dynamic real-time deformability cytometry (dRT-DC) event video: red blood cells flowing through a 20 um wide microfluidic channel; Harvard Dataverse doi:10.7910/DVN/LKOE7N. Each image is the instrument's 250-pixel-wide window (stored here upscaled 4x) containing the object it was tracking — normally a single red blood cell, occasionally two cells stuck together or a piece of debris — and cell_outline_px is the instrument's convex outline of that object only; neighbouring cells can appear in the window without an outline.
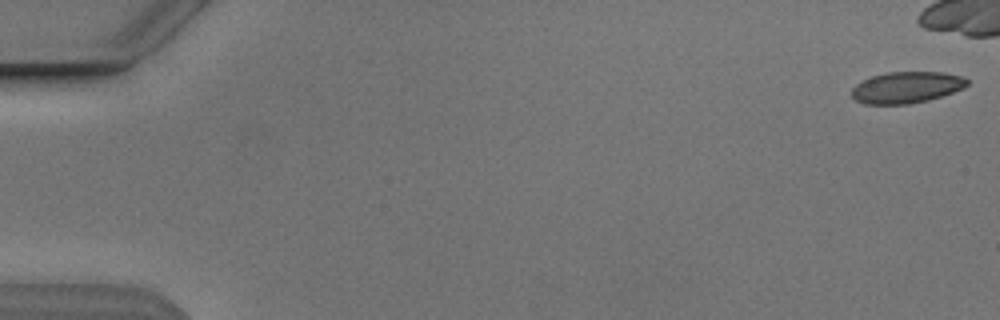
{"species": "Egyptian fruit bat (a non-hibernating species)", "species_latin": "Rousettus aegyptiacus", "temperature_condition": "cold", "stored_images_in_passage": 43, "camera_frame_rate_fps": 3000, "um_per_image_px": 0.085, "animal": {"sex": "male"}, "frame": {"image": 1, "passage_image": 1, "time_ms": 0.0, "image_size_px": [1000, 320], "cell_outline_px": [[968, 84], [964, 88], [928, 100], [908, 104], [864, 104], [856, 100], [852, 96], [852, 88], [856, 84], [872, 76], [888, 72], [944, 72], [964, 76], [968, 80]], "centroid_in_image_um": [77.07, 7.42], "position_along_channel_um": 7.9, "area_um2": 21.1}}
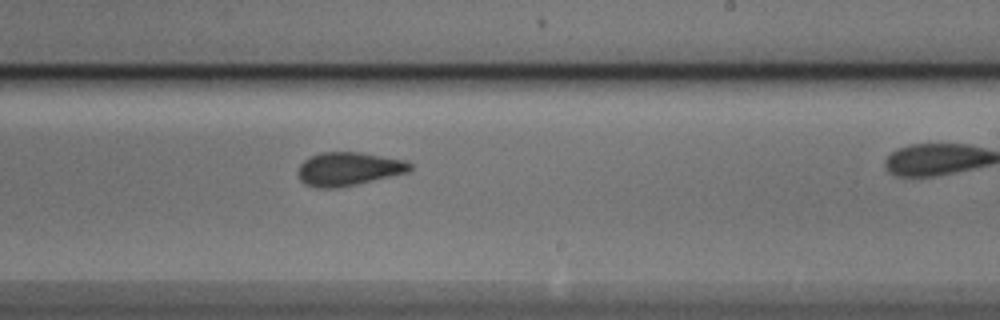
{"frame": {"image": 2, "passage_image": 33, "time_ms": 10.667, "image_size_px": [1000, 320], "cell_outline_px": [[412, 168], [408, 172], [356, 184], [336, 188], [316, 188], [304, 184], [300, 180], [300, 164], [304, 160], [312, 156], [324, 152], [360, 152], [404, 160], [412, 164]], "centroid_in_image_um": [29.63, 14.36], "position_along_channel_um": 259.4, "area_um2": 21.56}}
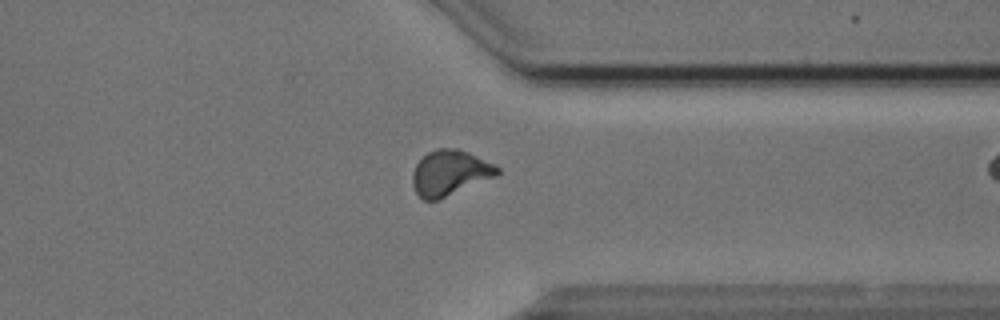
{"frame": {"image": 3, "passage_image": 42, "time_ms": 13.667, "image_size_px": [1000, 320], "cell_outline_px": [[500, 172], [496, 176], [436, 200], [424, 200], [416, 192], [412, 184], [412, 172], [416, 164], [428, 152], [436, 148], [456, 148], [468, 152], [500, 168]], "centroid_in_image_um": [38.21, 14.68], "position_along_channel_um": 373.2, "area_um2": 22.02}}